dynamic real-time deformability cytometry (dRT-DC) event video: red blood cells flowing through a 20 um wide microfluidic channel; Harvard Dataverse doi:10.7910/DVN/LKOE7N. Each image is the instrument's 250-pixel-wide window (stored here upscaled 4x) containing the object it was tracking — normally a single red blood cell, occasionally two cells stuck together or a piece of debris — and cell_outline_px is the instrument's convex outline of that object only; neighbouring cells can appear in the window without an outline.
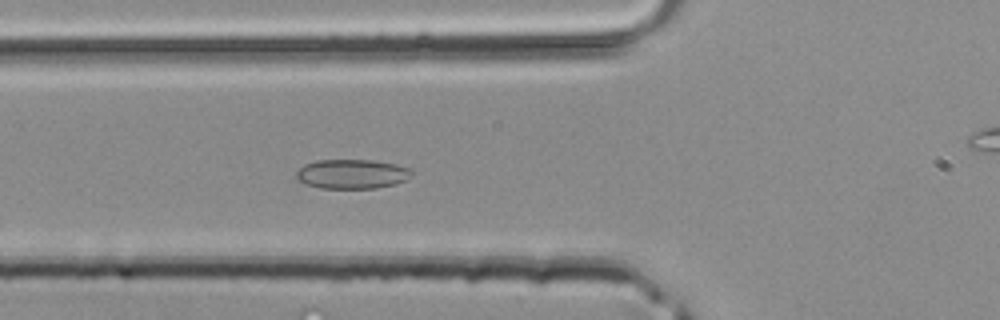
{"species": "common noctule bat (a hibernating species)", "species_latin": "Nyctalus noctula", "temperature_condition": "room temperature", "stored_images_in_passage": 42, "camera_frame_rate_fps": 3000, "um_per_image_px": 0.085, "animal": {"sex": "male", "body_mass_g": 20.4}, "frame": {"image": 1, "passage_image": 15, "time_ms": 4.667, "image_size_px": [1000, 320], "cell_outline_px": [[412, 176], [396, 184], [376, 188], [320, 188], [304, 184], [296, 176], [296, 172], [304, 164], [316, 160], [372, 160], [396, 164], [408, 168], [412, 172]], "centroid_in_image_um": [29.91, 14.79], "position_along_channel_um": 95.9, "area_um2": 19.77}}
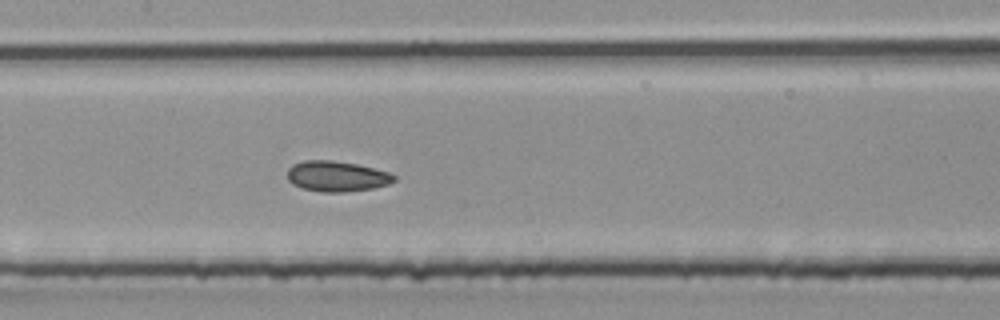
{"frame": {"image": 2, "passage_image": 20, "time_ms": 6.333, "image_size_px": [1000, 320], "cell_outline_px": [[396, 180], [388, 184], [372, 188], [344, 192], [320, 192], [300, 188], [292, 184], [288, 180], [288, 168], [292, 164], [304, 160], [332, 160], [356, 164], [388, 172], [396, 176]], "centroid_in_image_um": [28.58, 14.99], "position_along_channel_um": 178.8, "area_um2": 19.02}}
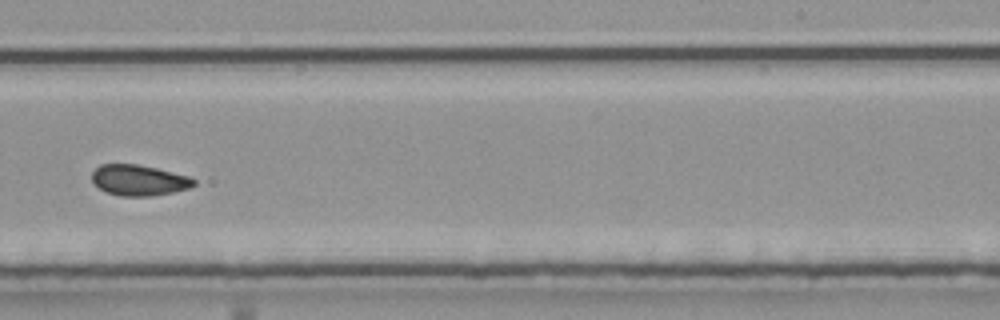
{"frame": {"image": 3, "passage_image": 26, "time_ms": 8.333, "image_size_px": [1000, 320], "cell_outline_px": [[196, 184], [188, 188], [172, 192], [148, 196], [120, 196], [104, 192], [92, 180], [92, 172], [100, 164], [136, 164], [156, 168], [188, 176], [196, 180]], "centroid_in_image_um": [11.78, 15.32], "position_along_channel_um": 277.2, "area_um2": 18.15}}